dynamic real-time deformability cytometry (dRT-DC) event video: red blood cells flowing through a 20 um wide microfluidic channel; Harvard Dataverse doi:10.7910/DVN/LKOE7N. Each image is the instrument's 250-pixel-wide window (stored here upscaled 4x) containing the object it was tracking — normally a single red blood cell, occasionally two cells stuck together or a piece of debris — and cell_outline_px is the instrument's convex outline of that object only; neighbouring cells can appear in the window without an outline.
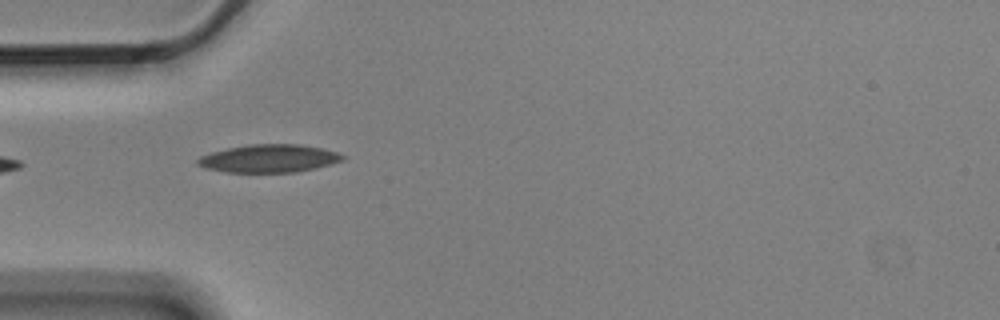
{"species": "Egyptian fruit bat (a non-hibernating species)", "species_latin": "Rousettus aegyptiacus", "temperature_condition": "cold", "stored_images_in_passage": 4, "camera_frame_rate_fps": 3000, "um_per_image_px": 0.085, "animal": {"sex": "male"}, "frame": {"image": 1, "passage_image": 4, "time_ms": 1.0, "image_size_px": [1000, 320], "cell_outline_px": [[344, 160], [316, 168], [296, 172], [228, 172], [204, 168], [196, 164], [196, 160], [200, 156], [212, 152], [228, 148], [248, 144], [300, 144], [320, 148], [336, 152], [344, 156]], "centroid_in_image_um": [22.84, 13.47], "position_along_channel_um": 62.2, "area_um2": 23.52}}